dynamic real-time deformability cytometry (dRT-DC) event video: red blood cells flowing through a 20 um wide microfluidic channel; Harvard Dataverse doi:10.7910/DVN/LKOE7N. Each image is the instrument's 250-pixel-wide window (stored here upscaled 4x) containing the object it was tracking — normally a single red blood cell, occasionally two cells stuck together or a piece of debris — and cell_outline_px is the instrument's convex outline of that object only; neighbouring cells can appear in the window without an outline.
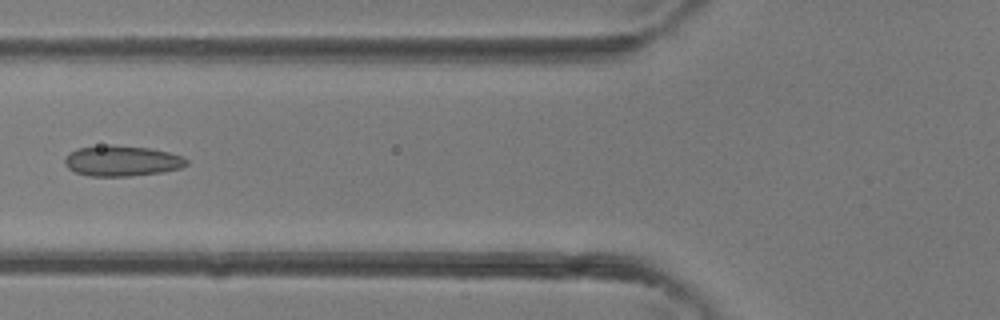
{"species": "common noctule bat (a hibernating species)", "species_latin": "Nyctalus noctula", "temperature_condition": "room temperature", "stored_images_in_passage": 4, "camera_frame_rate_fps": 3000, "um_per_image_px": 0.085, "animal": {"sex": "female"}, "frame": {"image": 1, "passage_image": 4, "time_ms": 1.0, "image_size_px": [1000, 320], "cell_outline_px": [[188, 164], [180, 168], [164, 172], [128, 176], [88, 176], [76, 172], [68, 168], [64, 164], [64, 156], [68, 152], [76, 148], [108, 144], [112, 144], [148, 148], [168, 152], [180, 156], [188, 160]], "centroid_in_image_um": [10.31, 13.67], "position_along_channel_um": 115.5, "area_um2": 21.91}}